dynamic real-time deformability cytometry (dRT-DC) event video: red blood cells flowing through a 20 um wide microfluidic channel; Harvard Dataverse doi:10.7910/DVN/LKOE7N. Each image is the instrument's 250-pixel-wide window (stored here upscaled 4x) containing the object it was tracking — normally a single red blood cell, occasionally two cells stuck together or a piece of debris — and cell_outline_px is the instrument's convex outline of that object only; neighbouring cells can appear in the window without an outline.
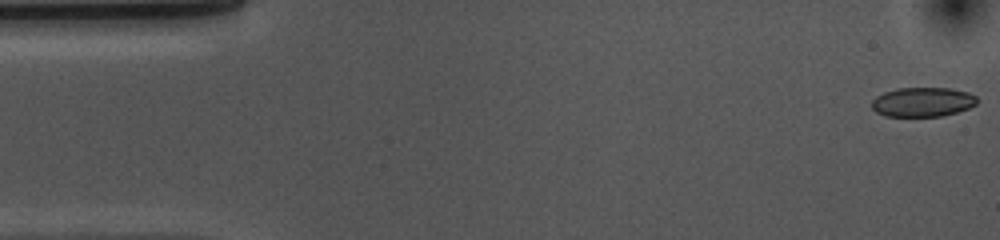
{"species": "common noctule bat (a hibernating species)", "species_latin": "Nyctalus noctula", "temperature_condition": "cold", "stored_images_in_passage": 53, "camera_frame_rate_fps": 3000, "um_per_image_px": 0.085, "animal": {"sex": "female", "body_mass_g": 10.0, "forearm_length_mm": 53.1}, "frame": {"image": 1, "passage_image": 1, "time_ms": 0.0, "image_size_px": [1000, 240], "cell_outline_px": [[976, 104], [968, 108], [956, 112], [940, 116], [884, 116], [876, 112], [872, 108], [872, 100], [876, 96], [884, 92], [900, 88], [948, 88], [968, 92], [976, 96]], "centroid_in_image_um": [78.4, 8.67], "position_along_channel_um": 6.6, "area_um2": 17.92}}
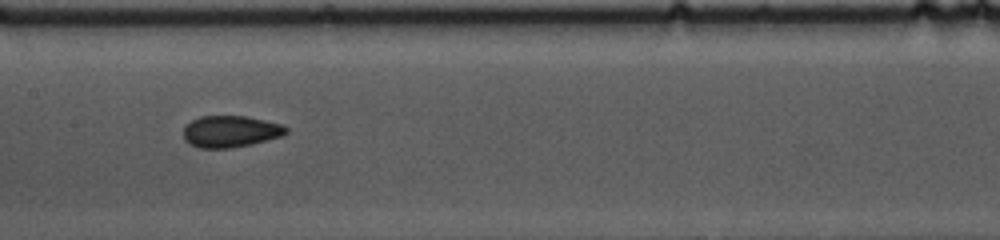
{"frame": {"image": 2, "passage_image": 25, "time_ms": 8.0, "image_size_px": [1000, 240], "cell_outline_px": [[288, 132], [284, 136], [252, 144], [228, 148], [200, 148], [184, 140], [184, 128], [192, 120], [200, 116], [248, 116], [284, 124], [288, 128]], "centroid_in_image_um": [19.66, 11.17], "position_along_channel_um": 187.7, "area_um2": 19.07}}
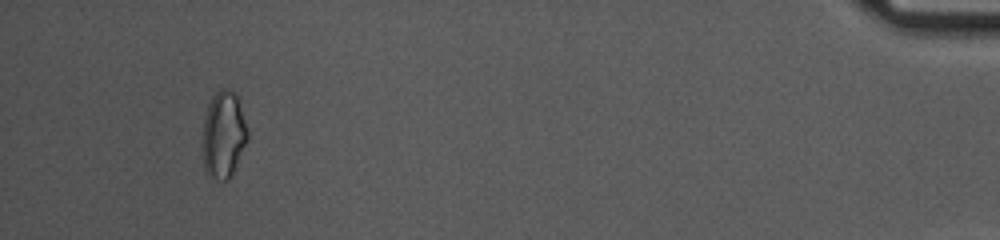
{"frame": {"image": 3, "passage_image": 50, "time_ms": 16.333, "image_size_px": [1000, 240], "cell_outline_px": [[248, 140], [228, 180], [220, 180], [208, 176], [204, 168], [200, 148], [200, 144], [204, 116], [208, 104], [212, 96], [220, 88], [228, 88], [236, 92], [240, 96], [248, 132]], "centroid_in_image_um": [18.97, 11.39], "position_along_channel_um": 416.2, "area_um2": 23.76}, "authors_computed_cell_mechanics": {"area_um2": 19.0162, "velocity_mm_per_s": 3.6763, "shape_relaxation_time_tau1_ms": 6.5271, "shape_relaxation_time_tau2_ms": 4.5233, "deformation_change_tau1": 0.1097, "deformation_change_tau2": 0.0751}}